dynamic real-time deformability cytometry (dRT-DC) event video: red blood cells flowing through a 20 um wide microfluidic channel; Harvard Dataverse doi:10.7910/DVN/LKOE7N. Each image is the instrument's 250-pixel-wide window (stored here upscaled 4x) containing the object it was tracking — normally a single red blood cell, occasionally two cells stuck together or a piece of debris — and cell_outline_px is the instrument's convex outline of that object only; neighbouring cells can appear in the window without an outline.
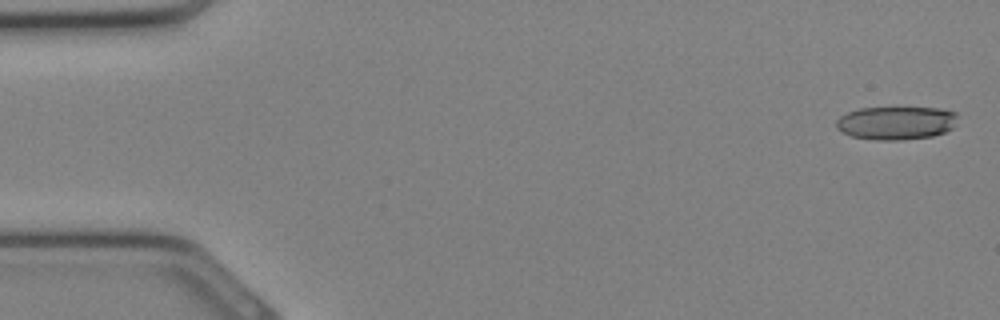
{"species": "Egyptian fruit bat (a non-hibernating species)", "species_latin": "Rousettus aegyptiacus", "temperature_condition": "cold", "stored_images_in_passage": 32, "camera_frame_rate_fps": 3000, "um_per_image_px": 0.085, "animal": {"sex": "female"}, "frame": {"image": 1, "passage_image": 1, "time_ms": 0.0, "image_size_px": [1000, 320], "cell_outline_px": [[956, 116], [952, 128], [944, 132], [932, 136], [904, 140], [876, 140], [852, 136], [836, 128], [836, 120], [840, 116], [848, 112], [860, 108], [940, 108], [956, 112]], "centroid_in_image_um": [76.15, 10.45], "position_along_channel_um": 8.8, "area_um2": 23.41}}
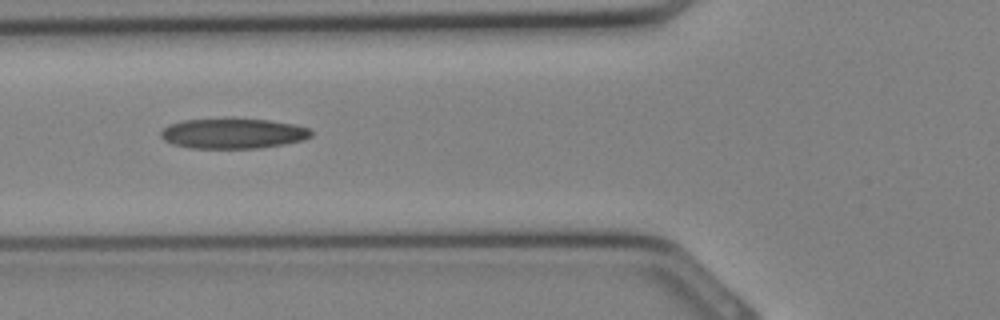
{"frame": {"image": 2, "passage_image": 12, "time_ms": 3.667, "image_size_px": [1000, 320], "cell_outline_px": [[312, 136], [304, 140], [284, 144], [260, 148], [188, 148], [172, 144], [164, 140], [160, 136], [160, 132], [168, 124], [184, 120], [268, 120], [296, 124], [308, 128], [312, 132]], "centroid_in_image_um": [19.81, 11.37], "position_along_channel_um": 106.0, "area_um2": 26.18}}
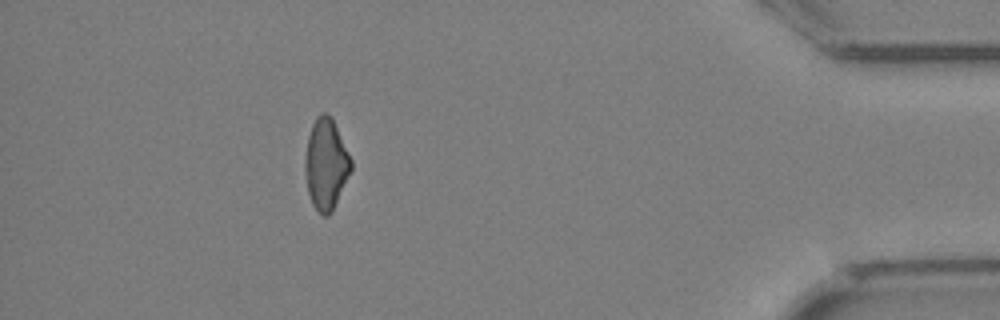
{"frame": {"image": 3, "passage_image": 29, "time_ms": 9.333, "image_size_px": [1000, 320], "cell_outline_px": [[352, 168], [332, 212], [328, 216], [324, 216], [312, 204], [308, 192], [304, 172], [304, 160], [308, 136], [312, 124], [316, 116], [320, 112], [324, 112], [332, 116], [352, 160]], "centroid_in_image_um": [27.7, 13.91], "position_along_channel_um": 407.5, "area_um2": 24.51}}